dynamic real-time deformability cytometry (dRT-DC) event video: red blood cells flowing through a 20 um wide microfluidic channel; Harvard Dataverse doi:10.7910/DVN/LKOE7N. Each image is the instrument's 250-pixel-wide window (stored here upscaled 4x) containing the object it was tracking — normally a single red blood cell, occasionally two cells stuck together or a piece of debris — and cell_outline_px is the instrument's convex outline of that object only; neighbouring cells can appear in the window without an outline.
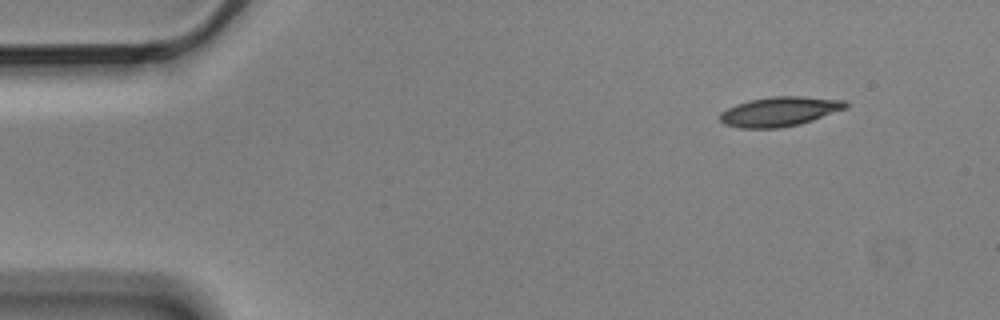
{"species": "Egyptian fruit bat (a non-hibernating species)", "species_latin": "Rousettus aegyptiacus", "temperature_condition": "cold", "stored_images_in_passage": 3, "camera_frame_rate_fps": 3000, "um_per_image_px": 0.085, "animal": {"sex": "male"}, "frame": {"image": 1, "passage_image": 3, "time_ms": 0.667, "image_size_px": [1000, 320], "cell_outline_px": [[852, 104], [848, 108], [800, 124], [780, 128], [740, 128], [724, 124], [720, 120], [720, 112], [736, 104], [752, 100], [772, 96], [800, 96], [844, 100]], "centroid_in_image_um": [66.3, 9.48], "position_along_channel_um": 18.7, "area_um2": 21.68}}